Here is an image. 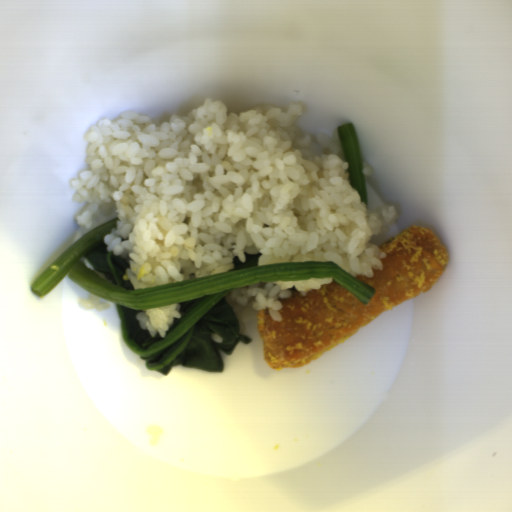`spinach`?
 I'll list each match as a JSON object with an SVG mask.
<instances>
[{
  "instance_id": "28cb9854",
  "label": "spinach",
  "mask_w": 512,
  "mask_h": 512,
  "mask_svg": "<svg viewBox=\"0 0 512 512\" xmlns=\"http://www.w3.org/2000/svg\"><path fill=\"white\" fill-rule=\"evenodd\" d=\"M339 139L345 162L348 163V183L360 195L361 202L368 206L364 173L356 130L352 123L338 126Z\"/></svg>"
},
{
  "instance_id": "cb11ae35",
  "label": "spinach",
  "mask_w": 512,
  "mask_h": 512,
  "mask_svg": "<svg viewBox=\"0 0 512 512\" xmlns=\"http://www.w3.org/2000/svg\"><path fill=\"white\" fill-rule=\"evenodd\" d=\"M119 218L83 234L67 247L31 283L32 292L42 297L64 277L115 304L122 337L128 349L146 361V368L163 375L174 365L209 372H223L220 354L230 355L238 343H252V336L240 333L239 320L223 297L242 286L277 280L294 281L333 278L362 304L375 294L373 287L357 280L334 261L302 260L259 266L262 252H243L246 262L232 258L225 272L149 287L134 288L124 274L130 262L108 251L109 235ZM180 303L182 319H174L167 336L150 338L139 327L135 314L145 309Z\"/></svg>"
}]
</instances>
